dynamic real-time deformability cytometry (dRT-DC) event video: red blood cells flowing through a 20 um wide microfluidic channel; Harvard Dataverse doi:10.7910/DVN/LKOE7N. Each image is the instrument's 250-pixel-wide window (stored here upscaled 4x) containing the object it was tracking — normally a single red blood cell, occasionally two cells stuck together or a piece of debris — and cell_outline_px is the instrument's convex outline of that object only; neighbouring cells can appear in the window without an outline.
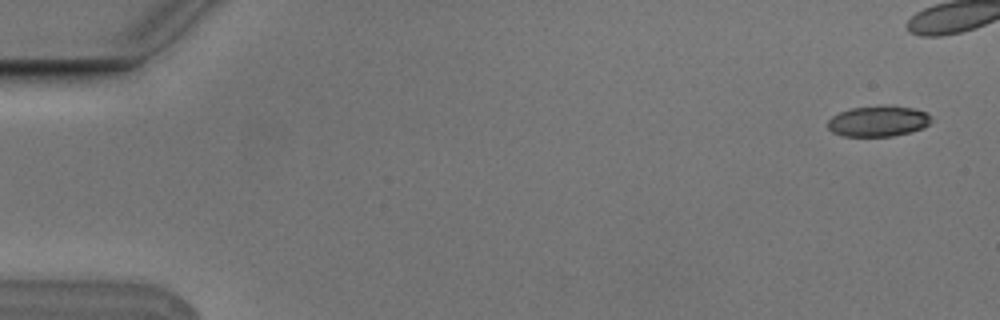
{"species": "Egyptian fruit bat (a non-hibernating species)", "species_latin": "Rousettus aegyptiacus", "temperature_condition": "cold", "stored_images_in_passage": 5, "camera_frame_rate_fps": 3000, "um_per_image_px": 0.085, "animal": {"sex": "male"}, "frame": {"image": 1, "passage_image": 1, "time_ms": 0.0, "image_size_px": [1000, 320], "cell_outline_px": [[932, 120], [924, 128], [912, 132], [892, 136], [840, 136], [832, 132], [828, 128], [828, 120], [832, 116], [840, 112], [852, 108], [880, 104], [892, 104], [916, 108], [928, 112]], "centroid_in_image_um": [74.69, 10.27], "position_along_channel_um": 10.3, "area_um2": 19.13}}
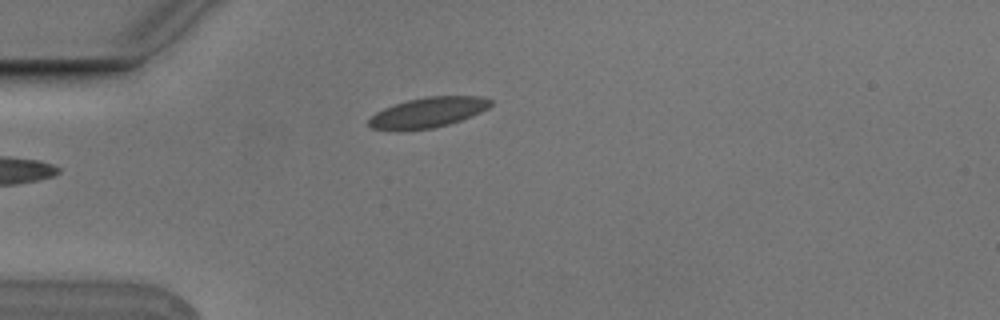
{"frame": {"image": 2, "passage_image": 5, "time_ms": 1.333, "image_size_px": [1000, 320], "cell_outline_px": [[492, 104], [488, 108], [480, 112], [460, 120], [448, 124], [432, 128], [400, 132], [396, 132], [372, 128], [368, 124], [368, 120], [376, 112], [384, 108], [408, 100], [428, 96], [484, 96], [492, 100]], "centroid_in_image_um": [36.35, 9.57], "position_along_channel_um": 48.6, "area_um2": 21.62}}